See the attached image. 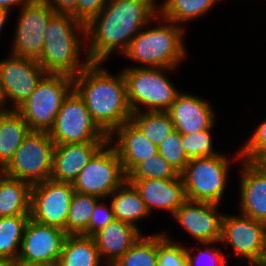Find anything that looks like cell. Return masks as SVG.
I'll list each match as a JSON object with an SVG mask.
<instances>
[{"mask_svg": "<svg viewBox=\"0 0 266 266\" xmlns=\"http://www.w3.org/2000/svg\"><path fill=\"white\" fill-rule=\"evenodd\" d=\"M116 135V138H114ZM121 160L122 169L127 175L138 163L156 155L158 147L131 122H125L108 138Z\"/></svg>", "mask_w": 266, "mask_h": 266, "instance_id": "obj_19", "label": "cell"}, {"mask_svg": "<svg viewBox=\"0 0 266 266\" xmlns=\"http://www.w3.org/2000/svg\"><path fill=\"white\" fill-rule=\"evenodd\" d=\"M32 0H0V8L6 9L10 12L12 7L24 6Z\"/></svg>", "mask_w": 266, "mask_h": 266, "instance_id": "obj_41", "label": "cell"}, {"mask_svg": "<svg viewBox=\"0 0 266 266\" xmlns=\"http://www.w3.org/2000/svg\"><path fill=\"white\" fill-rule=\"evenodd\" d=\"M158 266H189L186 247L165 232L158 233Z\"/></svg>", "mask_w": 266, "mask_h": 266, "instance_id": "obj_34", "label": "cell"}, {"mask_svg": "<svg viewBox=\"0 0 266 266\" xmlns=\"http://www.w3.org/2000/svg\"><path fill=\"white\" fill-rule=\"evenodd\" d=\"M29 219L30 216L0 217V258L13 260L18 257Z\"/></svg>", "mask_w": 266, "mask_h": 266, "instance_id": "obj_30", "label": "cell"}, {"mask_svg": "<svg viewBox=\"0 0 266 266\" xmlns=\"http://www.w3.org/2000/svg\"><path fill=\"white\" fill-rule=\"evenodd\" d=\"M155 20L159 26L149 28L148 23L130 41L127 50L122 54L133 61L141 63L136 68H176L186 58L184 26L177 25L159 15ZM149 28V29H148ZM145 29V30H144Z\"/></svg>", "mask_w": 266, "mask_h": 266, "instance_id": "obj_4", "label": "cell"}, {"mask_svg": "<svg viewBox=\"0 0 266 266\" xmlns=\"http://www.w3.org/2000/svg\"><path fill=\"white\" fill-rule=\"evenodd\" d=\"M85 41L84 24L71 14L55 13L46 27L42 53L36 61L46 73L74 77L90 63L87 56L81 62L79 59Z\"/></svg>", "mask_w": 266, "mask_h": 266, "instance_id": "obj_3", "label": "cell"}, {"mask_svg": "<svg viewBox=\"0 0 266 266\" xmlns=\"http://www.w3.org/2000/svg\"><path fill=\"white\" fill-rule=\"evenodd\" d=\"M130 121L156 146L175 131V125L167 111L135 112Z\"/></svg>", "mask_w": 266, "mask_h": 266, "instance_id": "obj_28", "label": "cell"}, {"mask_svg": "<svg viewBox=\"0 0 266 266\" xmlns=\"http://www.w3.org/2000/svg\"><path fill=\"white\" fill-rule=\"evenodd\" d=\"M110 145V146H109ZM126 180L115 148L107 142L72 183L75 192L104 200Z\"/></svg>", "mask_w": 266, "mask_h": 266, "instance_id": "obj_10", "label": "cell"}, {"mask_svg": "<svg viewBox=\"0 0 266 266\" xmlns=\"http://www.w3.org/2000/svg\"><path fill=\"white\" fill-rule=\"evenodd\" d=\"M174 68L122 69L126 82L127 101L132 113L167 111L181 92L166 77ZM145 109H142V108ZM142 109V110H141Z\"/></svg>", "mask_w": 266, "mask_h": 266, "instance_id": "obj_5", "label": "cell"}, {"mask_svg": "<svg viewBox=\"0 0 266 266\" xmlns=\"http://www.w3.org/2000/svg\"><path fill=\"white\" fill-rule=\"evenodd\" d=\"M6 105L7 104L5 101L4 91H3V87H2V80L0 78V113L8 110V107Z\"/></svg>", "mask_w": 266, "mask_h": 266, "instance_id": "obj_45", "label": "cell"}, {"mask_svg": "<svg viewBox=\"0 0 266 266\" xmlns=\"http://www.w3.org/2000/svg\"><path fill=\"white\" fill-rule=\"evenodd\" d=\"M253 265H264L266 266V241H265V244H264V248L262 250V254H261V257L259 259V261Z\"/></svg>", "mask_w": 266, "mask_h": 266, "instance_id": "obj_46", "label": "cell"}, {"mask_svg": "<svg viewBox=\"0 0 266 266\" xmlns=\"http://www.w3.org/2000/svg\"><path fill=\"white\" fill-rule=\"evenodd\" d=\"M55 13L72 14L77 7L78 0H44Z\"/></svg>", "mask_w": 266, "mask_h": 266, "instance_id": "obj_40", "label": "cell"}, {"mask_svg": "<svg viewBox=\"0 0 266 266\" xmlns=\"http://www.w3.org/2000/svg\"><path fill=\"white\" fill-rule=\"evenodd\" d=\"M102 66V62H90L73 77V89L86 104L94 122L109 137L130 121L132 111L122 71L112 75Z\"/></svg>", "mask_w": 266, "mask_h": 266, "instance_id": "obj_2", "label": "cell"}, {"mask_svg": "<svg viewBox=\"0 0 266 266\" xmlns=\"http://www.w3.org/2000/svg\"><path fill=\"white\" fill-rule=\"evenodd\" d=\"M158 233L141 235L112 266H158Z\"/></svg>", "mask_w": 266, "mask_h": 266, "instance_id": "obj_31", "label": "cell"}, {"mask_svg": "<svg viewBox=\"0 0 266 266\" xmlns=\"http://www.w3.org/2000/svg\"><path fill=\"white\" fill-rule=\"evenodd\" d=\"M113 220H115V217L110 201L108 206L105 204V202H100L99 200L96 203L92 217L89 220V236L92 237L95 233L106 227Z\"/></svg>", "mask_w": 266, "mask_h": 266, "instance_id": "obj_38", "label": "cell"}, {"mask_svg": "<svg viewBox=\"0 0 266 266\" xmlns=\"http://www.w3.org/2000/svg\"><path fill=\"white\" fill-rule=\"evenodd\" d=\"M107 142L55 145L50 179L73 183L90 159Z\"/></svg>", "mask_w": 266, "mask_h": 266, "instance_id": "obj_20", "label": "cell"}, {"mask_svg": "<svg viewBox=\"0 0 266 266\" xmlns=\"http://www.w3.org/2000/svg\"><path fill=\"white\" fill-rule=\"evenodd\" d=\"M143 231L120 220H113L106 227L100 229L92 237L104 261L112 266L125 255L133 244L141 237Z\"/></svg>", "mask_w": 266, "mask_h": 266, "instance_id": "obj_22", "label": "cell"}, {"mask_svg": "<svg viewBox=\"0 0 266 266\" xmlns=\"http://www.w3.org/2000/svg\"><path fill=\"white\" fill-rule=\"evenodd\" d=\"M108 198H110L115 219L130 224L139 231V226L136 223L151 216L138 191L127 180L115 189Z\"/></svg>", "mask_w": 266, "mask_h": 266, "instance_id": "obj_24", "label": "cell"}, {"mask_svg": "<svg viewBox=\"0 0 266 266\" xmlns=\"http://www.w3.org/2000/svg\"><path fill=\"white\" fill-rule=\"evenodd\" d=\"M108 0H78L76 10L71 14L85 26L105 7Z\"/></svg>", "mask_w": 266, "mask_h": 266, "instance_id": "obj_39", "label": "cell"}, {"mask_svg": "<svg viewBox=\"0 0 266 266\" xmlns=\"http://www.w3.org/2000/svg\"><path fill=\"white\" fill-rule=\"evenodd\" d=\"M99 200L96 196L74 193L66 221L68 235L89 236V220Z\"/></svg>", "mask_w": 266, "mask_h": 266, "instance_id": "obj_29", "label": "cell"}, {"mask_svg": "<svg viewBox=\"0 0 266 266\" xmlns=\"http://www.w3.org/2000/svg\"><path fill=\"white\" fill-rule=\"evenodd\" d=\"M54 147L49 132L30 131L1 172L31 185L50 179Z\"/></svg>", "mask_w": 266, "mask_h": 266, "instance_id": "obj_8", "label": "cell"}, {"mask_svg": "<svg viewBox=\"0 0 266 266\" xmlns=\"http://www.w3.org/2000/svg\"><path fill=\"white\" fill-rule=\"evenodd\" d=\"M249 137L248 141L242 146L234 159L253 162L260 154L266 151V119L262 121ZM236 157V158H235Z\"/></svg>", "mask_w": 266, "mask_h": 266, "instance_id": "obj_36", "label": "cell"}, {"mask_svg": "<svg viewBox=\"0 0 266 266\" xmlns=\"http://www.w3.org/2000/svg\"><path fill=\"white\" fill-rule=\"evenodd\" d=\"M101 261L93 237L68 235L57 266H100Z\"/></svg>", "mask_w": 266, "mask_h": 266, "instance_id": "obj_26", "label": "cell"}, {"mask_svg": "<svg viewBox=\"0 0 266 266\" xmlns=\"http://www.w3.org/2000/svg\"><path fill=\"white\" fill-rule=\"evenodd\" d=\"M11 260L0 258V266H10Z\"/></svg>", "mask_w": 266, "mask_h": 266, "instance_id": "obj_47", "label": "cell"}, {"mask_svg": "<svg viewBox=\"0 0 266 266\" xmlns=\"http://www.w3.org/2000/svg\"><path fill=\"white\" fill-rule=\"evenodd\" d=\"M215 243L217 245L220 242L201 243V245H203L206 248L202 250L199 247H196L197 250H200V251L197 252L195 256L191 254V253H194L193 252L194 248L191 247V250H190L189 247L188 248L186 247V255L189 260V266H196L197 263L199 264V266L202 265L200 264L202 262L199 263V261L204 258H205L204 260H209L208 263L206 262L207 264H209L208 266H225L227 262L225 253H223L220 250V248L219 249L218 247L216 248L214 246Z\"/></svg>", "mask_w": 266, "mask_h": 266, "instance_id": "obj_37", "label": "cell"}, {"mask_svg": "<svg viewBox=\"0 0 266 266\" xmlns=\"http://www.w3.org/2000/svg\"><path fill=\"white\" fill-rule=\"evenodd\" d=\"M266 241V223L244 215H225L222 219L221 240L231 246L238 259H245L251 266L261 257Z\"/></svg>", "mask_w": 266, "mask_h": 266, "instance_id": "obj_13", "label": "cell"}, {"mask_svg": "<svg viewBox=\"0 0 266 266\" xmlns=\"http://www.w3.org/2000/svg\"><path fill=\"white\" fill-rule=\"evenodd\" d=\"M179 175L180 173L157 153L138 163L126 175V179H170Z\"/></svg>", "mask_w": 266, "mask_h": 266, "instance_id": "obj_32", "label": "cell"}, {"mask_svg": "<svg viewBox=\"0 0 266 266\" xmlns=\"http://www.w3.org/2000/svg\"><path fill=\"white\" fill-rule=\"evenodd\" d=\"M72 90V76L47 73L36 90L16 111L27 122L31 131L49 132L64 99Z\"/></svg>", "mask_w": 266, "mask_h": 266, "instance_id": "obj_6", "label": "cell"}, {"mask_svg": "<svg viewBox=\"0 0 266 266\" xmlns=\"http://www.w3.org/2000/svg\"><path fill=\"white\" fill-rule=\"evenodd\" d=\"M218 210V204L187 199L173 217L199 244L220 242L224 214Z\"/></svg>", "mask_w": 266, "mask_h": 266, "instance_id": "obj_16", "label": "cell"}, {"mask_svg": "<svg viewBox=\"0 0 266 266\" xmlns=\"http://www.w3.org/2000/svg\"><path fill=\"white\" fill-rule=\"evenodd\" d=\"M31 189L28 182L6 176L0 170V217L30 216Z\"/></svg>", "mask_w": 266, "mask_h": 266, "instance_id": "obj_23", "label": "cell"}, {"mask_svg": "<svg viewBox=\"0 0 266 266\" xmlns=\"http://www.w3.org/2000/svg\"><path fill=\"white\" fill-rule=\"evenodd\" d=\"M68 234L57 227L29 219L18 258L30 262L57 265Z\"/></svg>", "mask_w": 266, "mask_h": 266, "instance_id": "obj_15", "label": "cell"}, {"mask_svg": "<svg viewBox=\"0 0 266 266\" xmlns=\"http://www.w3.org/2000/svg\"><path fill=\"white\" fill-rule=\"evenodd\" d=\"M49 134L55 145L108 142L109 138L94 122L74 89L64 99Z\"/></svg>", "mask_w": 266, "mask_h": 266, "instance_id": "obj_9", "label": "cell"}, {"mask_svg": "<svg viewBox=\"0 0 266 266\" xmlns=\"http://www.w3.org/2000/svg\"><path fill=\"white\" fill-rule=\"evenodd\" d=\"M30 131L27 122L16 110L0 113V170L13 157Z\"/></svg>", "mask_w": 266, "mask_h": 266, "instance_id": "obj_25", "label": "cell"}, {"mask_svg": "<svg viewBox=\"0 0 266 266\" xmlns=\"http://www.w3.org/2000/svg\"><path fill=\"white\" fill-rule=\"evenodd\" d=\"M157 147L158 154L164 157L181 174L189 162L182 147L181 133L177 130L173 131Z\"/></svg>", "mask_w": 266, "mask_h": 266, "instance_id": "obj_35", "label": "cell"}, {"mask_svg": "<svg viewBox=\"0 0 266 266\" xmlns=\"http://www.w3.org/2000/svg\"><path fill=\"white\" fill-rule=\"evenodd\" d=\"M138 191L148 212L154 208L164 209L171 216L187 200L181 174L170 179H126Z\"/></svg>", "mask_w": 266, "mask_h": 266, "instance_id": "obj_17", "label": "cell"}, {"mask_svg": "<svg viewBox=\"0 0 266 266\" xmlns=\"http://www.w3.org/2000/svg\"><path fill=\"white\" fill-rule=\"evenodd\" d=\"M10 266H57V265L30 262L17 257L16 259L11 260Z\"/></svg>", "mask_w": 266, "mask_h": 266, "instance_id": "obj_42", "label": "cell"}, {"mask_svg": "<svg viewBox=\"0 0 266 266\" xmlns=\"http://www.w3.org/2000/svg\"><path fill=\"white\" fill-rule=\"evenodd\" d=\"M156 0H108L86 26V56L90 62L107 61L127 50L133 37L158 15ZM91 39V40H90ZM90 41V42H89Z\"/></svg>", "mask_w": 266, "mask_h": 266, "instance_id": "obj_1", "label": "cell"}, {"mask_svg": "<svg viewBox=\"0 0 266 266\" xmlns=\"http://www.w3.org/2000/svg\"><path fill=\"white\" fill-rule=\"evenodd\" d=\"M72 183L47 179L32 185L30 218L66 232V221L72 197Z\"/></svg>", "mask_w": 266, "mask_h": 266, "instance_id": "obj_12", "label": "cell"}, {"mask_svg": "<svg viewBox=\"0 0 266 266\" xmlns=\"http://www.w3.org/2000/svg\"><path fill=\"white\" fill-rule=\"evenodd\" d=\"M181 134H191L209 129L215 122L212 105L194 94L180 92L167 110Z\"/></svg>", "mask_w": 266, "mask_h": 266, "instance_id": "obj_18", "label": "cell"}, {"mask_svg": "<svg viewBox=\"0 0 266 266\" xmlns=\"http://www.w3.org/2000/svg\"><path fill=\"white\" fill-rule=\"evenodd\" d=\"M224 154L189 160L181 173L188 200L220 204L232 166Z\"/></svg>", "mask_w": 266, "mask_h": 266, "instance_id": "obj_7", "label": "cell"}, {"mask_svg": "<svg viewBox=\"0 0 266 266\" xmlns=\"http://www.w3.org/2000/svg\"><path fill=\"white\" fill-rule=\"evenodd\" d=\"M241 161L239 214L266 223V174L253 162Z\"/></svg>", "mask_w": 266, "mask_h": 266, "instance_id": "obj_21", "label": "cell"}, {"mask_svg": "<svg viewBox=\"0 0 266 266\" xmlns=\"http://www.w3.org/2000/svg\"><path fill=\"white\" fill-rule=\"evenodd\" d=\"M10 56L0 61V78L8 110H17L47 73L35 59Z\"/></svg>", "mask_w": 266, "mask_h": 266, "instance_id": "obj_14", "label": "cell"}, {"mask_svg": "<svg viewBox=\"0 0 266 266\" xmlns=\"http://www.w3.org/2000/svg\"><path fill=\"white\" fill-rule=\"evenodd\" d=\"M215 123L206 130L191 134H181L182 147L188 159L212 157L218 155L212 146V129Z\"/></svg>", "mask_w": 266, "mask_h": 266, "instance_id": "obj_33", "label": "cell"}, {"mask_svg": "<svg viewBox=\"0 0 266 266\" xmlns=\"http://www.w3.org/2000/svg\"><path fill=\"white\" fill-rule=\"evenodd\" d=\"M55 14L44 0H32L21 7L11 54L37 60L43 49L46 27Z\"/></svg>", "mask_w": 266, "mask_h": 266, "instance_id": "obj_11", "label": "cell"}, {"mask_svg": "<svg viewBox=\"0 0 266 266\" xmlns=\"http://www.w3.org/2000/svg\"><path fill=\"white\" fill-rule=\"evenodd\" d=\"M253 163L266 174V151L260 154Z\"/></svg>", "mask_w": 266, "mask_h": 266, "instance_id": "obj_43", "label": "cell"}, {"mask_svg": "<svg viewBox=\"0 0 266 266\" xmlns=\"http://www.w3.org/2000/svg\"><path fill=\"white\" fill-rule=\"evenodd\" d=\"M220 0H165L158 5V15L177 25L203 17Z\"/></svg>", "mask_w": 266, "mask_h": 266, "instance_id": "obj_27", "label": "cell"}, {"mask_svg": "<svg viewBox=\"0 0 266 266\" xmlns=\"http://www.w3.org/2000/svg\"><path fill=\"white\" fill-rule=\"evenodd\" d=\"M10 15V12L7 11L6 9L0 8V32L3 30L5 24H6V20H8V18Z\"/></svg>", "mask_w": 266, "mask_h": 266, "instance_id": "obj_44", "label": "cell"}]
</instances>
